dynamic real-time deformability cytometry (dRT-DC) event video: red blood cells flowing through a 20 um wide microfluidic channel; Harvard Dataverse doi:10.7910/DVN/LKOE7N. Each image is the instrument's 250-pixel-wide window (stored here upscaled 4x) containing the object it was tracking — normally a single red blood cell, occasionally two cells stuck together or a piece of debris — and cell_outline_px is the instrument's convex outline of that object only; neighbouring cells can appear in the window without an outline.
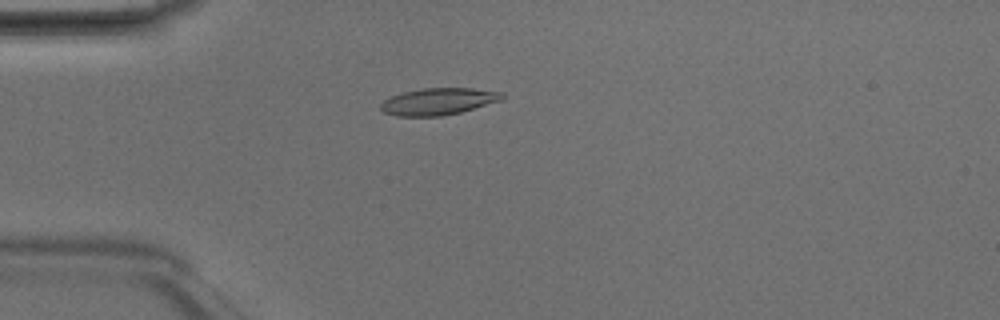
{"species": "Egyptian fruit bat (a non-hibernating species)", "species_latin": "Rousettus aegyptiacus", "temperature_condition": "room temperature", "stored_images_in_passage": 48, "camera_frame_rate_fps": 3000, "um_per_image_px": 0.085, "animal": {"sex": "male"}, "frame": {"image": 1, "passage_image": 13, "time_ms": 4.0, "image_size_px": [1000, 320], "cell_outline_px": [[504, 96], [500, 100], [460, 112], [440, 116], [396, 116], [384, 112], [380, 108], [380, 104], [384, 100], [392, 96], [404, 92], [420, 88], [472, 88], [504, 92]], "centroid_in_image_um": [37.24, 8.62], "position_along_channel_um": 47.8, "area_um2": 18.84}}
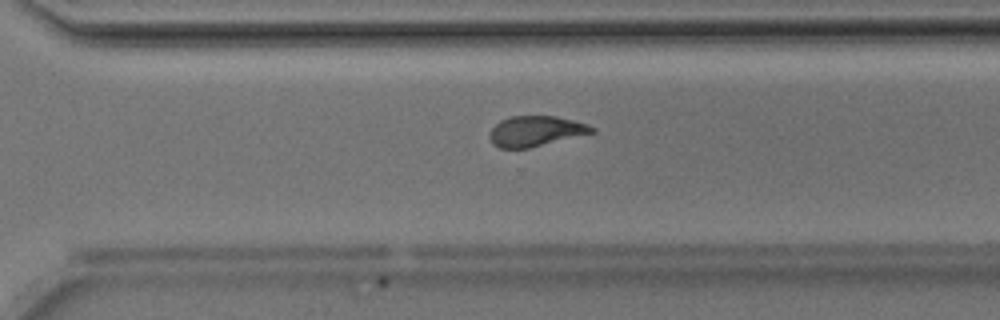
{"frame": {"image": 2, "passage_image": 34, "time_ms": 11.0, "image_size_px": [1000, 320], "cell_outline_px": [[596, 132], [528, 148], [500, 148], [492, 144], [488, 136], [488, 132], [500, 120], [512, 116], [556, 116], [588, 124], [596, 128]], "centroid_in_image_um": [45.52, 11.14], "position_along_channel_um": 325.1, "area_um2": 18.15}}
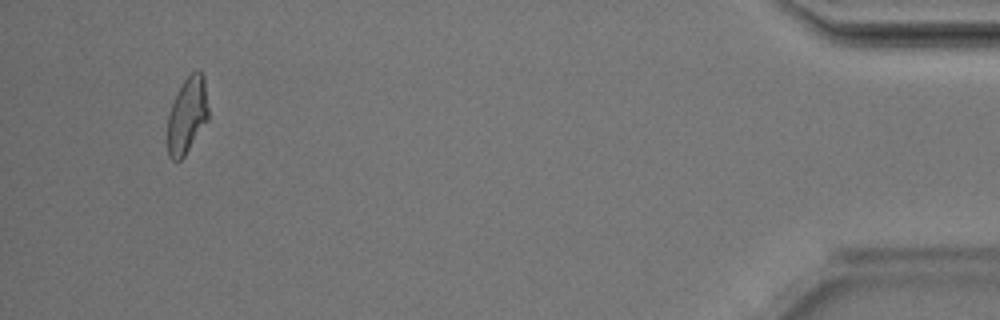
{"frame": {"image": 3, "passage_image": 46, "time_ms": 15.0, "image_size_px": [1000, 320], "cell_outline_px": [[208, 120], [184, 156], [180, 160], [172, 160], [168, 156], [168, 112], [184, 80], [196, 68], [200, 68], [204, 76], [208, 108]], "centroid_in_image_um": [15.92, 9.78], "position_along_channel_um": 419.3, "area_um2": 18.09}, "authors_computed_cell_mechanics": {"area_um2": 18.8717, "velocity_mm_per_s": 4.1903, "shape_relaxation_time_tau1_ms": 4.0462, "shape_relaxation_time_tau2_ms": 1.7026, "deformation_change_tau1": 0.1605, "deformation_change_tau2": 0.0912}}